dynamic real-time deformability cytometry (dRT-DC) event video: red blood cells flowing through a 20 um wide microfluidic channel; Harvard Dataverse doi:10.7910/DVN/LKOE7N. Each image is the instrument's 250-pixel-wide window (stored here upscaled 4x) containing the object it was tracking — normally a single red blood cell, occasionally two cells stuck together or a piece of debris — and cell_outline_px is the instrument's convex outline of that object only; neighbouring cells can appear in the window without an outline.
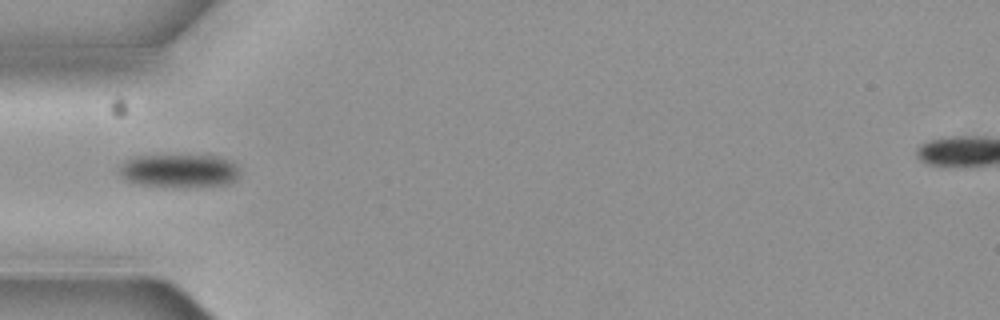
{"species": "common noctule bat (a hibernating species)", "species_latin": "Nyctalus noctula", "temperature_condition": "cold", "stored_images_in_passage": 9, "camera_frame_rate_fps": 3000, "um_per_image_px": 0.085, "animal": {"sex": "female", "body_mass_g": 19.3, "forearm_length_mm": 54.1}, "frame": {"image": 1, "passage_image": 3, "time_ms": 0.667, "image_size_px": [1000, 320], "cell_outline_px": [[240, 172], [236, 180], [228, 184], [132, 184], [124, 180], [116, 172], [120, 164], [124, 160], [132, 156], [216, 156], [232, 160], [236, 164]], "centroid_in_image_um": [15.16, 14.46], "position_along_channel_um": 69.8, "area_um2": 22.77}}
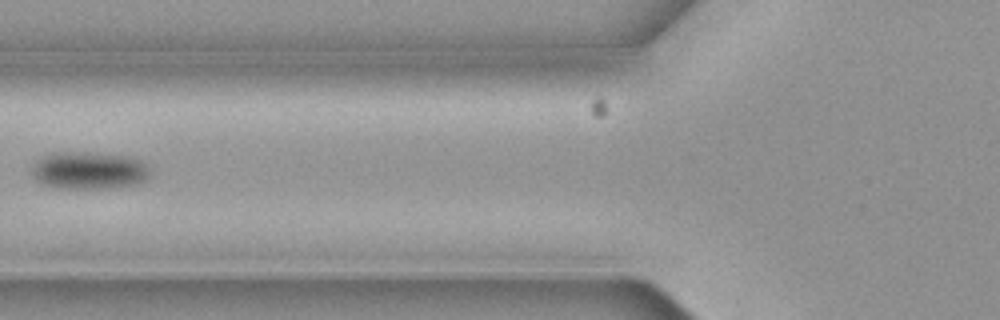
{"frame": {"image": 2, "passage_image": 4, "time_ms": 1.0, "image_size_px": [1000, 320], "cell_outline_px": [[148, 180], [140, 184], [108, 188], [56, 188], [44, 184], [36, 180], [32, 176], [32, 168], [36, 160], [44, 156], [56, 152], [84, 152], [124, 156], [140, 160], [148, 168]], "centroid_in_image_um": [7.55, 14.5], "position_along_channel_um": 118.3, "area_um2": 25.72}}
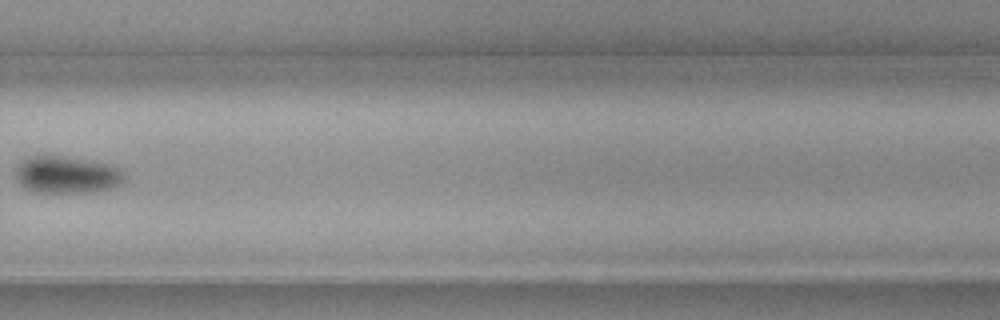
{"frame": {"image": 3, "passage_image": 9, "time_ms": 2.667, "image_size_px": [1000, 320], "cell_outline_px": [[124, 180], [120, 184], [112, 188], [84, 192], [36, 192], [20, 184], [16, 180], [16, 164], [28, 156], [48, 152], [108, 164], [116, 168], [124, 176]], "centroid_in_image_um": [5.58, 14.8], "position_along_channel_um": 324.2, "area_um2": 23.87}}